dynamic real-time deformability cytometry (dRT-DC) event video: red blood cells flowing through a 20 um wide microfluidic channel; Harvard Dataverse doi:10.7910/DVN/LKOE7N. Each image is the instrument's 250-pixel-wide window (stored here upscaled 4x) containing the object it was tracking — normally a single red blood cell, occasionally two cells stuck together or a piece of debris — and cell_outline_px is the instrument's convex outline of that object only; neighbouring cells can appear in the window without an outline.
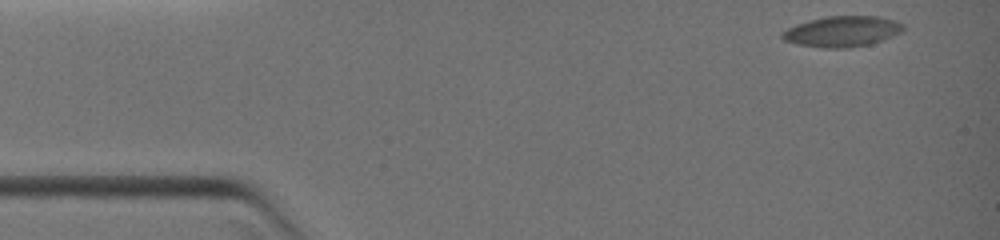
{"species": "common noctule bat (a hibernating species)", "species_latin": "Nyctalus noctula", "temperature_condition": "warm", "stored_images_in_passage": 8, "camera_frame_rate_fps": 3000, "um_per_image_px": 0.085, "animal": {"sex": "female", "body_mass_g": 19.0, "forearm_length_mm": 51.5}, "frame": {"image": 1, "passage_image": 1, "time_ms": 0.0, "image_size_px": [1000, 240], "cell_outline_px": [[904, 28], [900, 32], [892, 36], [872, 44], [844, 48], [824, 48], [796, 44], [784, 40], [780, 36], [780, 32], [796, 24], [828, 16], [880, 16], [904, 24]], "centroid_in_image_um": [71.57, 2.68], "position_along_channel_um": 13.4, "area_um2": 21.56}}
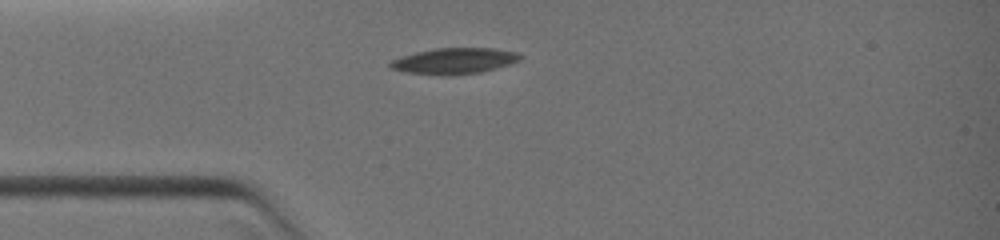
{"frame": {"image": 2, "passage_image": 7, "time_ms": 2.667, "image_size_px": [1000, 240], "cell_outline_px": [[524, 56], [520, 60], [512, 64], [480, 72], [408, 72], [388, 68], [388, 64], [392, 60], [416, 52], [436, 48], [492, 48], [516, 52]], "centroid_in_image_um": [38.69, 5.12], "position_along_channel_um": 46.3, "area_um2": 18.61}}